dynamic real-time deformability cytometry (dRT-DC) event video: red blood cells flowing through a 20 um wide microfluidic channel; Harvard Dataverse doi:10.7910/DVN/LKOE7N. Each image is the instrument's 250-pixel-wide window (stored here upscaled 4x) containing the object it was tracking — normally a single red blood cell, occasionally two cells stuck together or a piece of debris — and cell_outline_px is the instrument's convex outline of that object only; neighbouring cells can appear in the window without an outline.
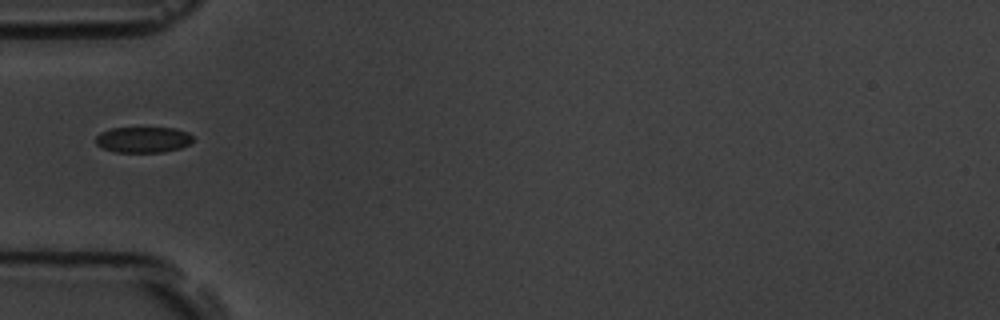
{"species": "common noctule bat (a hibernating species)", "species_latin": "Nyctalus noctula", "temperature_condition": "room temperature", "stored_images_in_passage": 1, "camera_frame_rate_fps": 3000, "um_per_image_px": 0.085, "animal": {"sex": "male", "body_mass_g": 19.5, "forearm_length_mm": 54.6}, "frame": {"image": 1, "passage_image": 1, "time_ms": 0.0, "image_size_px": [1000, 320], "cell_outline_px": [[192, 140], [188, 144], [180, 148], [164, 152], [116, 152], [104, 148], [96, 144], [96, 136], [100, 132], [112, 128], [176, 128], [188, 132], [192, 136]], "centroid_in_image_um": [12.17, 11.87], "position_along_channel_um": 72.8, "area_um2": 14.57}}